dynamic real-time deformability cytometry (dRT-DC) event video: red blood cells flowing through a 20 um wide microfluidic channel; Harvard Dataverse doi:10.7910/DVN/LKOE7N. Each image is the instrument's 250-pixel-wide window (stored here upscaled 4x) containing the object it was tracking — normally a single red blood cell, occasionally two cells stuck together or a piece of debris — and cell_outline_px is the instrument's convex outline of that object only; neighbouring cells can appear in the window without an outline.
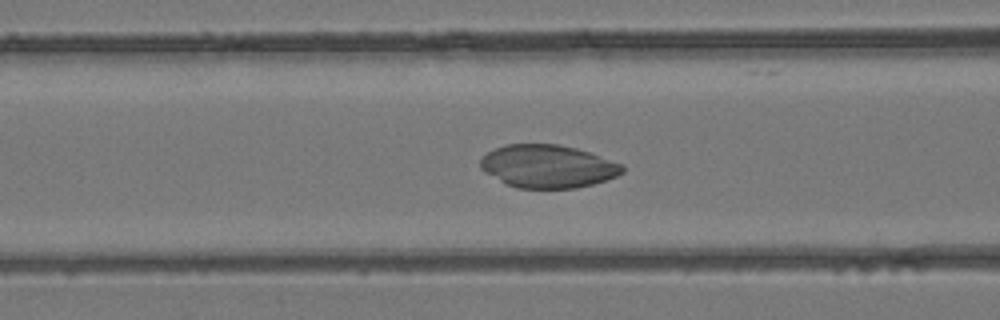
{"species": "common noctule bat (a hibernating species)", "species_latin": "Nyctalus noctula", "temperature_condition": "room temperature", "stored_images_in_passage": 52, "camera_frame_rate_fps": 3000, "um_per_image_px": 0.085, "animal": {"sex": "female", "body_mass_g": 24.6, "forearm_length_mm": 56.2}, "frame": {"image": 1, "passage_image": 21, "time_ms": 6.667, "image_size_px": [1000, 320], "cell_outline_px": [[624, 172], [616, 176], [592, 184], [576, 188], [516, 188], [504, 184], [484, 172], [480, 168], [480, 160], [488, 152], [504, 144], [556, 144], [576, 148], [624, 164]], "centroid_in_image_um": [46.54, 14.14], "position_along_channel_um": 120.1, "area_um2": 35.6}}
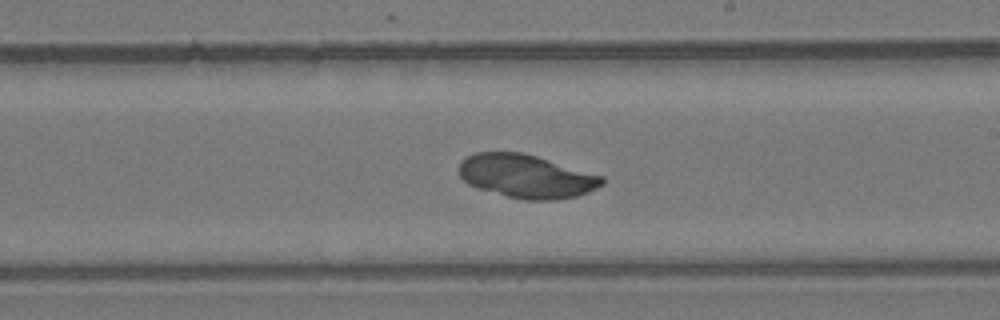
{"frame": {"image": 2, "passage_image": 30, "time_ms": 9.667, "image_size_px": [1000, 320], "cell_outline_px": [[604, 184], [588, 192], [576, 196], [556, 200], [524, 200], [508, 196], [480, 188], [468, 184], [460, 176], [460, 164], [464, 156], [476, 152], [520, 152], [536, 156], [604, 176]], "centroid_in_image_um": [44.75, 14.98], "position_along_channel_um": 244.2, "area_um2": 36.01}}
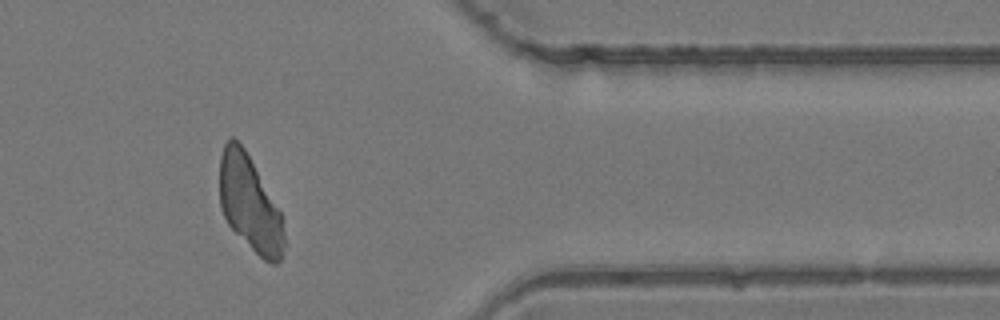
{"frame": {"image": 3, "passage_image": 42, "time_ms": 13.667, "image_size_px": [1000, 320], "cell_outline_px": [[284, 244], [280, 260], [276, 264], [272, 264], [264, 260], [228, 224], [220, 208], [220, 156], [224, 144], [228, 136], [232, 136], [244, 148], [280, 212], [284, 232]], "centroid_in_image_um": [21.2, 17.29], "position_along_channel_um": 390.2, "area_um2": 35.2}}